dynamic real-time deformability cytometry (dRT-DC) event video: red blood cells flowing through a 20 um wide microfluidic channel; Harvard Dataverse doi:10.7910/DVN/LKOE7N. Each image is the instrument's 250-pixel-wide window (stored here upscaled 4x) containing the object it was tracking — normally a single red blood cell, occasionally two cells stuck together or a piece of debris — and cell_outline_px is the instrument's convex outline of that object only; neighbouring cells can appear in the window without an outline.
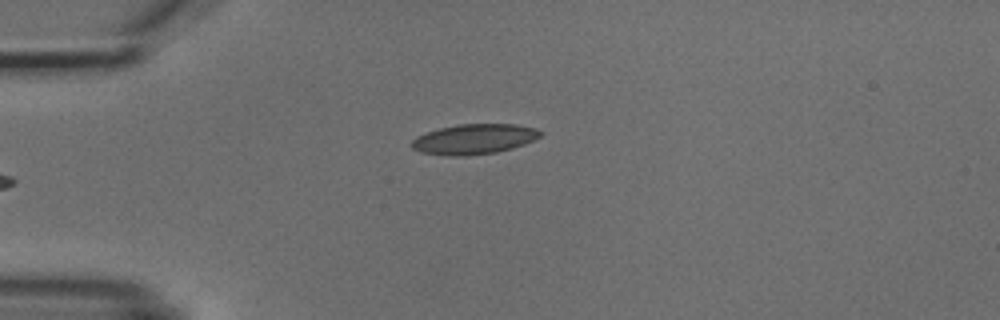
{"species": "common noctule bat (a hibernating species)", "species_latin": "Nyctalus noctula", "temperature_condition": "cold", "stored_images_in_passage": 5, "camera_frame_rate_fps": 3000, "um_per_image_px": 0.085, "animal": {"sex": "male", "body_mass_g": 18.8}, "frame": {"image": 1, "passage_image": 5, "time_ms": 5.667, "image_size_px": [1000, 320], "cell_outline_px": [[544, 132], [540, 136], [524, 144], [512, 148], [496, 152], [468, 156], [448, 156], [420, 152], [412, 148], [408, 144], [416, 136], [440, 128], [460, 124], [516, 124], [536, 128]], "centroid_in_image_um": [40.28, 11.83], "position_along_channel_um": 44.7, "area_um2": 22.72}}